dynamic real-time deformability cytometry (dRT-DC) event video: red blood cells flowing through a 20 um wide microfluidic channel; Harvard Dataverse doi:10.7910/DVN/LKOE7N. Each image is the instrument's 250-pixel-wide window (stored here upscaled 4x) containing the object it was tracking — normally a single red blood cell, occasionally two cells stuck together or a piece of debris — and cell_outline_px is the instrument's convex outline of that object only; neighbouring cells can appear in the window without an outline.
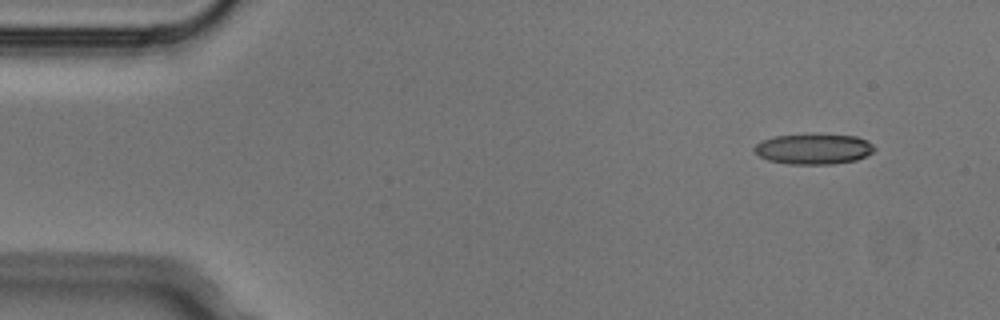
{"species": "Egyptian fruit bat (a non-hibernating species)", "species_latin": "Rousettus aegyptiacus", "temperature_condition": "cold", "stored_images_in_passage": 6, "camera_frame_rate_fps": 3000, "um_per_image_px": 0.085, "animal": {"sex": "male"}, "frame": {"image": 1, "passage_image": 2, "time_ms": 0.333, "image_size_px": [1000, 320], "cell_outline_px": [[876, 148], [872, 152], [856, 160], [832, 164], [788, 164], [768, 160], [760, 156], [752, 148], [756, 144], [764, 140], [776, 136], [856, 136], [868, 140]], "centroid_in_image_um": [69.17, 12.69], "position_along_channel_um": 15.8, "area_um2": 20.63}}
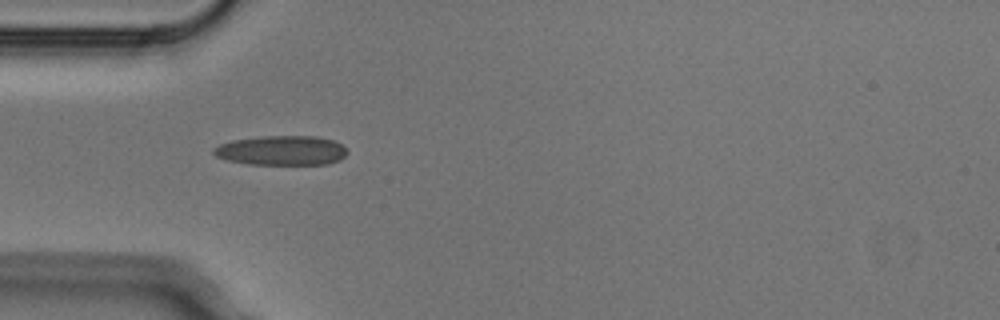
{"frame": {"image": 2, "passage_image": 5, "time_ms": 1.333, "image_size_px": [1000, 320], "cell_outline_px": [[348, 152], [340, 160], [328, 164], [248, 164], [228, 160], [216, 156], [212, 152], [212, 148], [220, 144], [232, 140], [260, 136], [316, 136], [332, 140], [340, 144]], "centroid_in_image_um": [23.91, 12.79], "position_along_channel_um": 61.1, "area_um2": 23.0}}
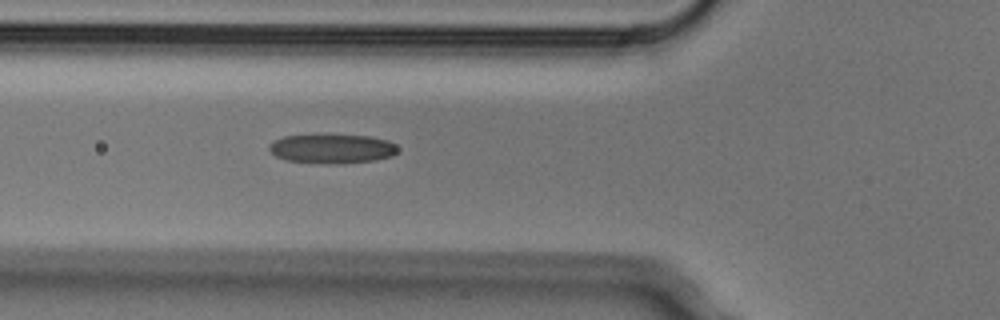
{"frame": {"image": 3, "passage_image": 6, "time_ms": 1.667, "image_size_px": [1000, 320], "cell_outline_px": [[400, 148], [392, 156], [376, 160], [340, 164], [328, 164], [284, 160], [276, 156], [268, 148], [268, 144], [272, 140], [284, 136], [372, 136], [388, 140], [396, 144]], "centroid_in_image_um": [28.24, 12.66], "position_along_channel_um": 97.6, "area_um2": 21.91}}